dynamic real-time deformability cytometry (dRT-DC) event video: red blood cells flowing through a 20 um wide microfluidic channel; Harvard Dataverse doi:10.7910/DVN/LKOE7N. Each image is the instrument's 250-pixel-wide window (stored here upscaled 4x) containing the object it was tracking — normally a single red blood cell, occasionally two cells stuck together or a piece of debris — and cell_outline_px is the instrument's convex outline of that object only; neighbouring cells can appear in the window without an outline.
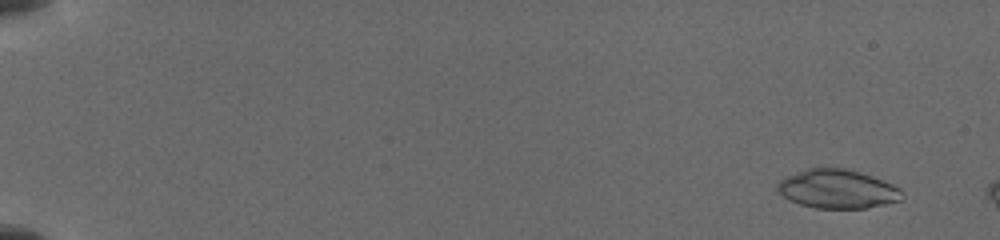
{"species": "common noctule bat (a hibernating species)", "species_latin": "Nyctalus noctula", "temperature_condition": "cold", "stored_images_in_passage": 9, "camera_frame_rate_fps": 3000, "um_per_image_px": 0.085, "animal": {"sex": "female", "body_mass_g": 19.5, "forearm_length_mm": 54.1}, "frame": {"image": 1, "passage_image": 4, "time_ms": 1.0, "image_size_px": [1000, 240], "cell_outline_px": [[904, 200], [864, 208], [816, 208], [800, 204], [788, 200], [776, 192], [776, 184], [780, 180], [796, 172], [808, 168], [844, 168], [872, 176], [892, 184], [900, 188], [904, 192]], "centroid_in_image_um": [71.18, 16.07], "position_along_channel_um": 13.8, "area_um2": 28.32}}